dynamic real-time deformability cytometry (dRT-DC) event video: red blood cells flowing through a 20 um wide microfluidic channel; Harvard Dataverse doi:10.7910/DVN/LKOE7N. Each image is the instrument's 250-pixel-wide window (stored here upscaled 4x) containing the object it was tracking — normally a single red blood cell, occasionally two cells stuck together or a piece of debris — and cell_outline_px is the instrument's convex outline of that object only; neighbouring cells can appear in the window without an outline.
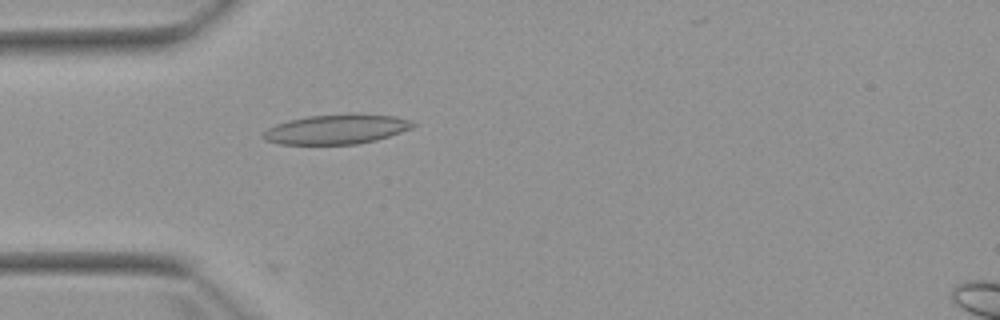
{"species": "Egyptian fruit bat (a non-hibernating species)", "species_latin": "Rousettus aegyptiacus", "temperature_condition": "warm", "stored_images_in_passage": 3, "camera_frame_rate_fps": 3000, "um_per_image_px": 0.085, "animal": {"sex": "female"}, "frame": {"image": 1, "passage_image": 2, "time_ms": 1.0, "image_size_px": [1000, 320], "cell_outline_px": [[416, 124], [412, 128], [376, 140], [356, 144], [280, 144], [264, 140], [260, 136], [268, 128], [276, 124], [288, 120], [308, 116], [348, 112], [356, 112], [396, 116], [408, 120]], "centroid_in_image_um": [28.59, 10.96], "position_along_channel_um": 56.4, "area_um2": 26.3}}